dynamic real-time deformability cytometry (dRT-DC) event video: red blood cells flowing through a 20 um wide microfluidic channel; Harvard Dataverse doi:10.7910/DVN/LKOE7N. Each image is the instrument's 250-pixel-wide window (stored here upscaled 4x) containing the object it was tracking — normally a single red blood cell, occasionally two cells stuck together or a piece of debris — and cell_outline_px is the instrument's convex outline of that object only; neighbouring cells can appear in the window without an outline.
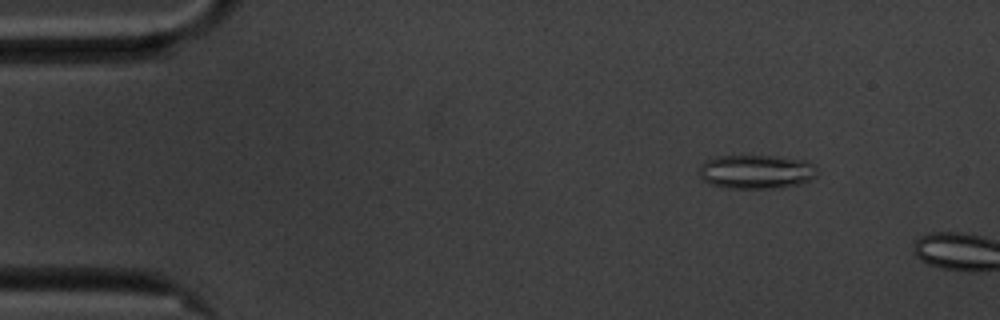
{"species": "common noctule bat (a hibernating species)", "species_latin": "Nyctalus noctula", "temperature_condition": "cold", "stored_images_in_passage": 10, "camera_frame_rate_fps": 3000, "um_per_image_px": 0.085, "animal": {"sex": "male", "body_mass_g": 20.1, "forearm_length_mm": 53.5}, "frame": {"image": 1, "passage_image": 7, "time_ms": 2.0, "image_size_px": [1000, 320], "cell_outline_px": [[816, 176], [800, 184], [780, 188], [724, 188], [712, 184], [704, 180], [700, 176], [700, 164], [704, 160], [716, 156], [776, 156], [808, 160], [816, 168]], "centroid_in_image_um": [64.28, 14.59], "position_along_channel_um": 20.7, "area_um2": 23.52}}